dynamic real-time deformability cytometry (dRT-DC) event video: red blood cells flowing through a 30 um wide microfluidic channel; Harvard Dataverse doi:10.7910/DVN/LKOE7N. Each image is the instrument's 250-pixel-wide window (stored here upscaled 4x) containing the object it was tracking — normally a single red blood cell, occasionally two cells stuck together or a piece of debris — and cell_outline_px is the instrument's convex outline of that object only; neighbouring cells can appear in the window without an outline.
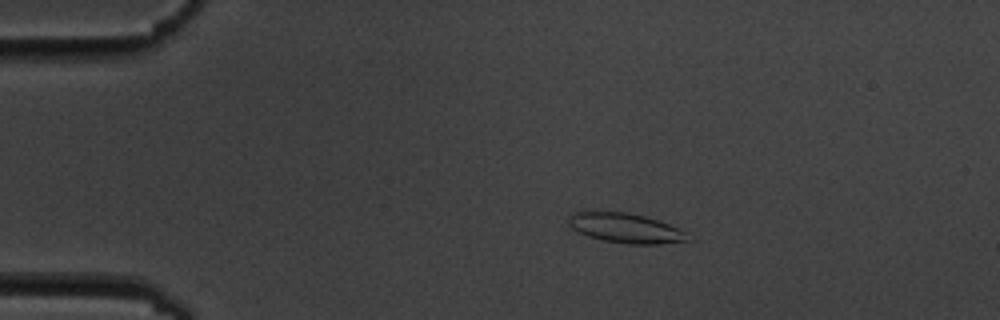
{"species": "common noctule bat (a hibernating species)", "species_latin": "Nyctalus noctula", "temperature_condition": "cold", "stored_images_in_passage": 14, "camera_frame_rate_fps": 3000, "um_per_image_px": 0.085, "animal": {"sex": "male", "body_mass_g": 19.5, "forearm_length_mm": 54.6}, "frame": {"image": 1, "passage_image": 2, "time_ms": 1.667, "image_size_px": [1000, 320], "cell_outline_px": [[688, 240], [660, 244], [628, 244], [604, 240], [588, 236], [572, 228], [568, 224], [568, 216], [572, 212], [628, 212], [644, 216], [680, 228], [684, 232]], "centroid_in_image_um": [53.13, 19.38], "position_along_channel_um": 31.9, "area_um2": 20.29}}
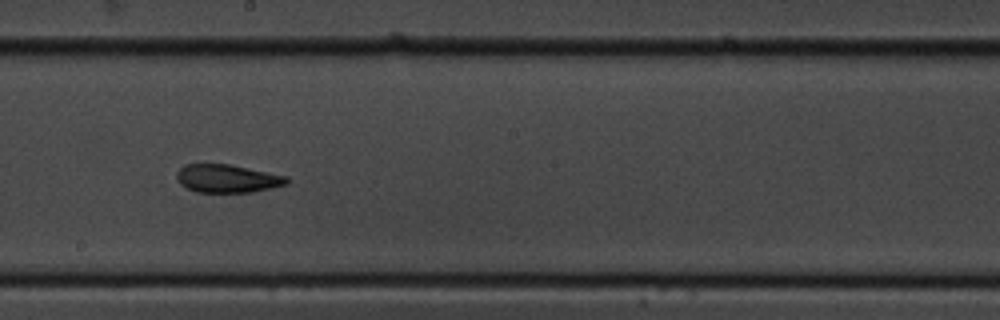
{"frame": {"image": 2, "passage_image": 8, "time_ms": 8.667, "image_size_px": [1000, 320], "cell_outline_px": [[288, 184], [272, 188], [252, 192], [196, 192], [180, 184], [176, 180], [176, 172], [184, 164], [228, 164], [288, 176]], "centroid_in_image_um": [19.31, 15.18], "position_along_channel_um": 228.9, "area_um2": 18.09}}
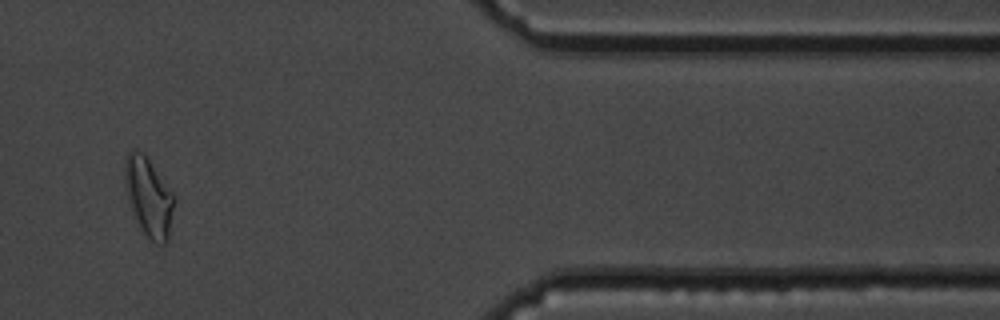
{"frame": {"image": 3, "passage_image": 12, "time_ms": 14.333, "image_size_px": [1000, 320], "cell_outline_px": [[176, 200], [168, 240], [164, 244], [160, 244], [152, 240], [140, 228], [128, 204], [124, 188], [124, 160], [128, 152], [132, 148], [136, 148], [144, 152], [172, 192]], "centroid_in_image_um": [12.61, 16.69], "position_along_channel_um": 398.8, "area_um2": 23.18}, "authors_computed_cell_mechanics": {"area_um2": 19.2763, "velocity_mm_per_s": 3.5545, "shape_relaxation_time_tau1_ms": 4.1821, "shape_relaxation_time_tau2_ms": 0.2157, "deformation_change_tau1": 0.1326, "deformation_change_tau2": 0.0563}}